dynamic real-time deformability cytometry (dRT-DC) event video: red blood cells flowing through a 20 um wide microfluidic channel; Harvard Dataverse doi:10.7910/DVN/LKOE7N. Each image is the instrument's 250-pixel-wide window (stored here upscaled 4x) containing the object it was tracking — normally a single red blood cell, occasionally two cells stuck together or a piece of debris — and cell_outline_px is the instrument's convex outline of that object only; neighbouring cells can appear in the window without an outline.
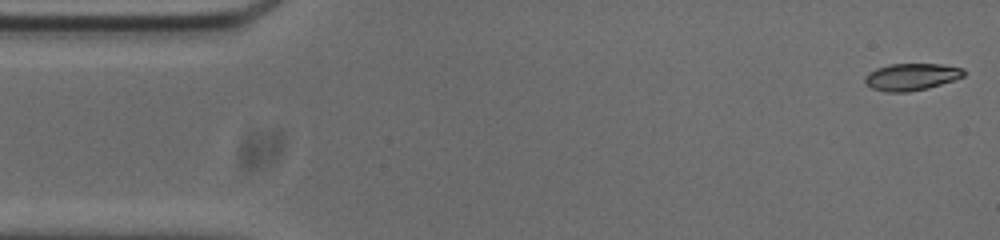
{"species": "common noctule bat (a hibernating species)", "species_latin": "Nyctalus noctula", "temperature_condition": "cold", "stored_images_in_passage": 53, "camera_frame_rate_fps": 3000, "um_per_image_px": 0.085, "animal": {"sex": "male", "body_mass_g": 20.0, "forearm_length_mm": 53.3}, "frame": {"image": 1, "passage_image": 1, "time_ms": 0.0, "image_size_px": [1000, 240], "cell_outline_px": [[964, 76], [928, 88], [908, 92], [884, 92], [872, 88], [864, 80], [868, 72], [876, 68], [888, 64], [940, 64], [964, 68]], "centroid_in_image_um": [77.45, 6.53], "position_along_channel_um": 7.6, "area_um2": 15.49}}
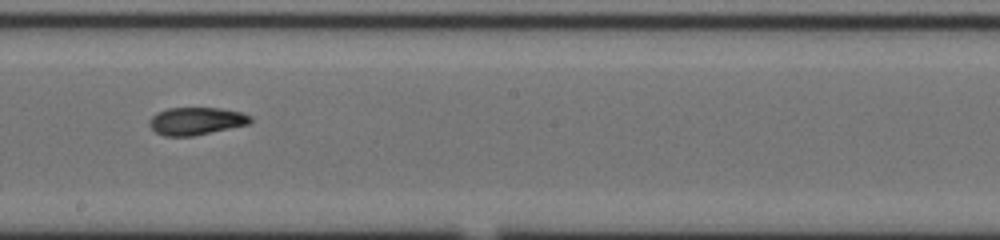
{"frame": {"image": 2, "passage_image": 28, "time_ms": 9.0, "image_size_px": [1000, 240], "cell_outline_px": [[252, 120], [248, 124], [192, 136], [164, 136], [156, 132], [148, 124], [148, 120], [156, 112], [168, 108], [220, 108], [240, 112], [252, 116]], "centroid_in_image_um": [16.64, 10.28], "position_along_channel_um": 231.6, "area_um2": 16.18}}
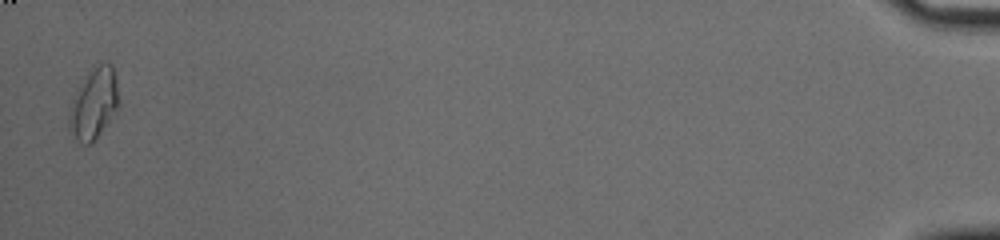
{"frame": {"image": 3, "passage_image": 52, "time_ms": 17.0, "image_size_px": [1000, 240], "cell_outline_px": [[120, 100], [116, 108], [92, 144], [80, 144], [68, 128], [68, 112], [88, 72], [92, 68], [100, 64], [112, 64]], "centroid_in_image_um": [7.97, 8.84], "position_along_channel_um": 427.2, "area_um2": 19.71}, "authors_computed_cell_mechanics": {"area_um2": 16.6464, "velocity_mm_per_s": 3.762, "shape_relaxation_time_tau1_ms": null, "shape_relaxation_time_tau2_ms": 4.1716, "deformation_change_tau1": null, "deformation_change_tau2": 0.0958}}